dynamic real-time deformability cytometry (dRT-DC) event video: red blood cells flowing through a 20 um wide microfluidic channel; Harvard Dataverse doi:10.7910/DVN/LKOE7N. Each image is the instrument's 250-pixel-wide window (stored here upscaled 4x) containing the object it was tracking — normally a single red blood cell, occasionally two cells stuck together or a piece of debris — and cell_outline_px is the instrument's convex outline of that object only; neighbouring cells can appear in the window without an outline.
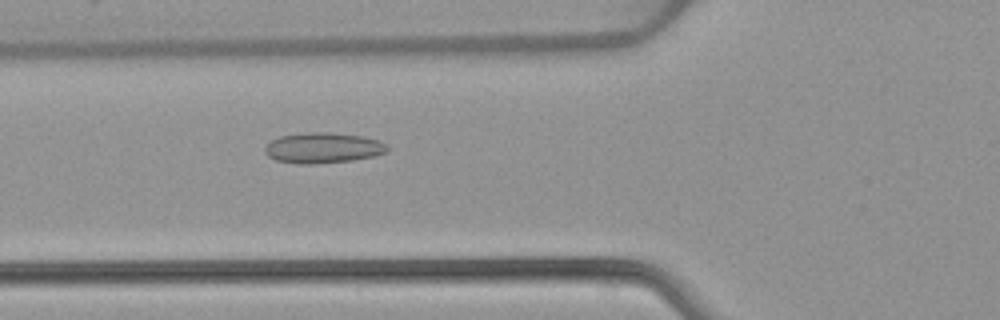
{"species": "common noctule bat (a hibernating species)", "species_latin": "Nyctalus noctula", "temperature_condition": "warm", "stored_images_in_passage": 53, "camera_frame_rate_fps": 3000, "um_per_image_px": 0.085, "animal": {"sex": "female", "body_mass_g": 22.7, "forearm_length_mm": 54.2}, "frame": {"image": 1, "passage_image": 20, "time_ms": 6.333, "image_size_px": [1000, 320], "cell_outline_px": [[388, 152], [372, 156], [352, 160], [316, 164], [300, 164], [276, 160], [268, 156], [264, 152], [264, 148], [272, 140], [280, 136], [308, 132], [328, 132], [364, 136], [388, 144]], "centroid_in_image_um": [27.46, 12.57], "position_along_channel_um": 98.3, "area_um2": 21.79}}
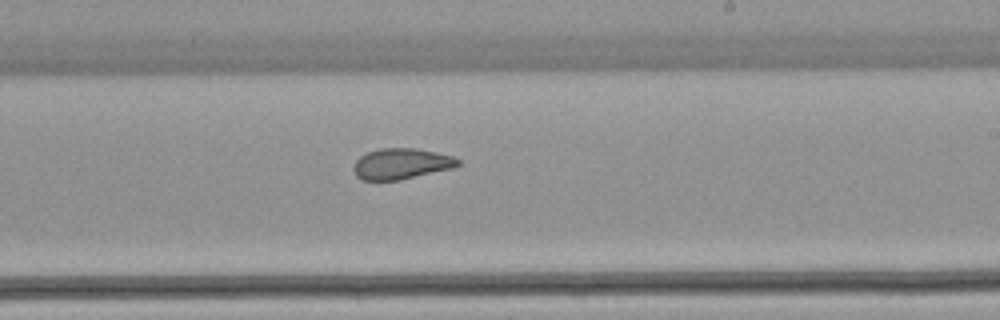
{"frame": {"image": 2, "passage_image": 32, "time_ms": 10.333, "image_size_px": [1000, 320], "cell_outline_px": [[460, 164], [452, 168], [400, 180], [360, 180], [356, 176], [352, 168], [356, 160], [360, 156], [368, 152], [380, 148], [416, 148], [436, 152], [452, 156], [460, 160]], "centroid_in_image_um": [34.08, 13.92], "position_along_channel_um": 254.9, "area_um2": 18.79}}
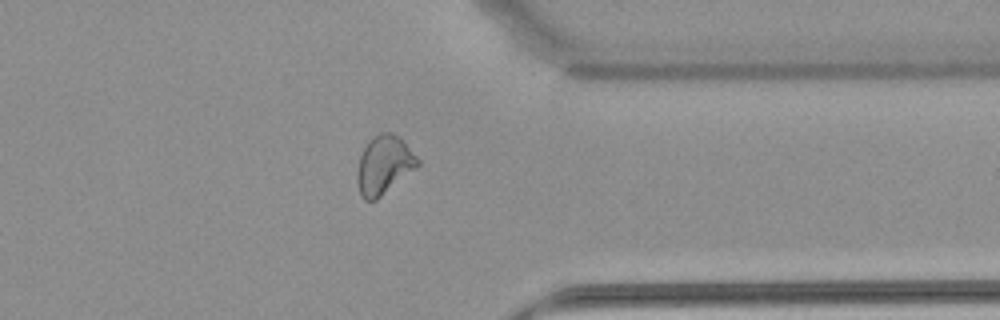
{"frame": {"image": 3, "passage_image": 42, "time_ms": 13.667, "image_size_px": [1000, 320], "cell_outline_px": [[420, 164], [416, 168], [376, 200], [364, 200], [360, 196], [356, 180], [356, 172], [360, 156], [368, 140], [372, 136], [380, 132], [388, 132], [400, 136], [404, 140], [420, 160]], "centroid_in_image_um": [32.63, 14.0], "position_along_channel_um": 378.8, "area_um2": 20.87}, "authors_computed_cell_mechanics": {"area_um2": 21.7906, "velocity_mm_per_s": 3.9153, "shape_relaxation_time_tau1_ms": null, "shape_relaxation_time_tau2_ms": 1.5611, "deformation_change_tau1": null, "deformation_change_tau2": 0.0872}}